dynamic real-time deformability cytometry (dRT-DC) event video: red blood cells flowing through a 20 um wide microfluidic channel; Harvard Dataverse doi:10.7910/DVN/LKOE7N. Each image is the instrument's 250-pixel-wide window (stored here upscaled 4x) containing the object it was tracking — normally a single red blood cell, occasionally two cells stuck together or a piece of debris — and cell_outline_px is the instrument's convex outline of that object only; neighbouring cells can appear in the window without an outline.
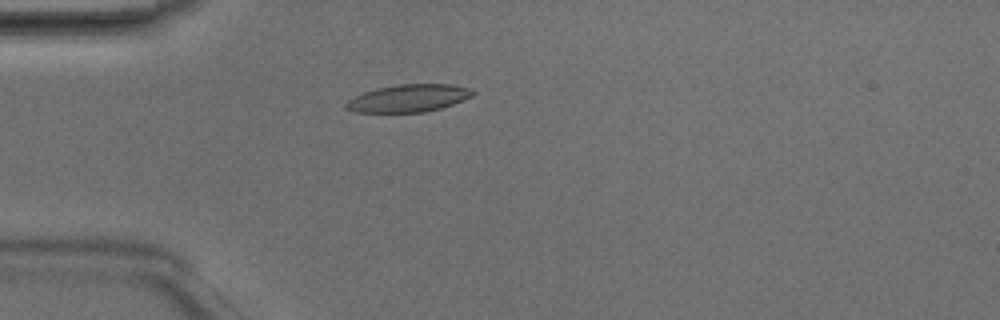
{"species": "Egyptian fruit bat (a non-hibernating species)", "species_latin": "Rousettus aegyptiacus", "temperature_condition": "room temperature", "stored_images_in_passage": 4, "camera_frame_rate_fps": 3000, "um_per_image_px": 0.085, "animal": {"sex": "male"}, "frame": {"image": 1, "passage_image": 4, "time_ms": 1.0, "image_size_px": [1000, 320], "cell_outline_px": [[476, 92], [472, 96], [464, 100], [440, 108], [424, 112], [356, 112], [344, 108], [344, 104], [348, 100], [364, 92], [376, 88], [396, 84], [452, 84], [468, 88]], "centroid_in_image_um": [34.72, 8.34], "position_along_channel_um": 50.3, "area_um2": 20.29}}